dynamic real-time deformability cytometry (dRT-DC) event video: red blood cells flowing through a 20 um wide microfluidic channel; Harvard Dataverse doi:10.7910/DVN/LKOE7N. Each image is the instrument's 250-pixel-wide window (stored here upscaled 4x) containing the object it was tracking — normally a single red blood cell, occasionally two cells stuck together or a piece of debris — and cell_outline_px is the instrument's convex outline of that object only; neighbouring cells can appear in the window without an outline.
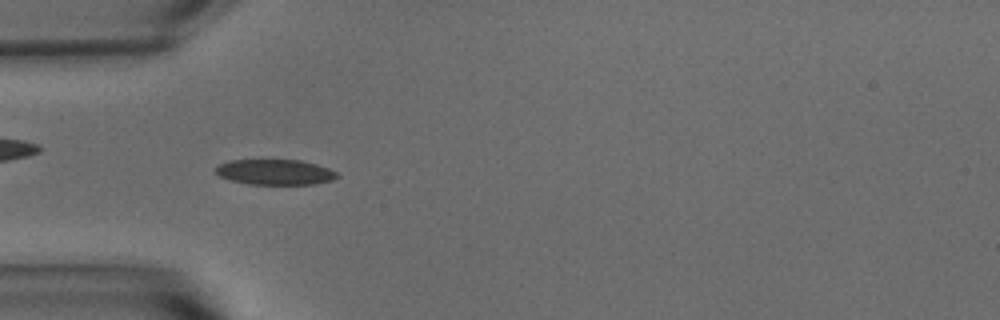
{"species": "common noctule bat (a hibernating species)", "species_latin": "Nyctalus noctula", "temperature_condition": "warm", "stored_images_in_passage": 53, "camera_frame_rate_fps": 3000, "um_per_image_px": 0.085, "animal": {"sex": "male", "body_mass_g": 15.6}, "frame": {"image": 1, "passage_image": 16, "time_ms": 5.0, "image_size_px": [1000, 320], "cell_outline_px": [[340, 176], [332, 180], [316, 184], [248, 184], [232, 180], [220, 176], [216, 172], [216, 164], [228, 160], [300, 160], [316, 164], [328, 168], [336, 172]], "centroid_in_image_um": [23.38, 14.62], "position_along_channel_um": 61.6, "area_um2": 17.98}}
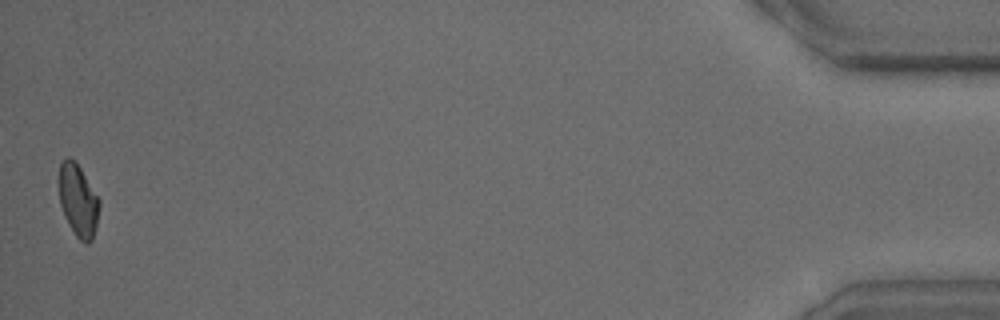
{"frame": {"image": 2, "passage_image": 53, "time_ms": 17.333, "image_size_px": [1000, 320], "cell_outline_px": [[100, 204], [96, 228], [92, 240], [88, 244], [84, 244], [76, 236], [68, 224], [64, 216], [60, 204], [56, 180], [60, 164], [68, 156], [80, 168], [100, 200]], "centroid_in_image_um": [6.61, 17.05], "position_along_channel_um": 428.6, "area_um2": 17.34}, "authors_computed_cell_mechanics": {"area_um2": 17.629, "velocity_mm_per_s": 3.7411, "shape_relaxation_time_tau1_ms": 7.1374, "shape_relaxation_time_tau2_ms": 2.9632, "deformation_change_tau1": 0.1796, "deformation_change_tau2": 0.0808}}